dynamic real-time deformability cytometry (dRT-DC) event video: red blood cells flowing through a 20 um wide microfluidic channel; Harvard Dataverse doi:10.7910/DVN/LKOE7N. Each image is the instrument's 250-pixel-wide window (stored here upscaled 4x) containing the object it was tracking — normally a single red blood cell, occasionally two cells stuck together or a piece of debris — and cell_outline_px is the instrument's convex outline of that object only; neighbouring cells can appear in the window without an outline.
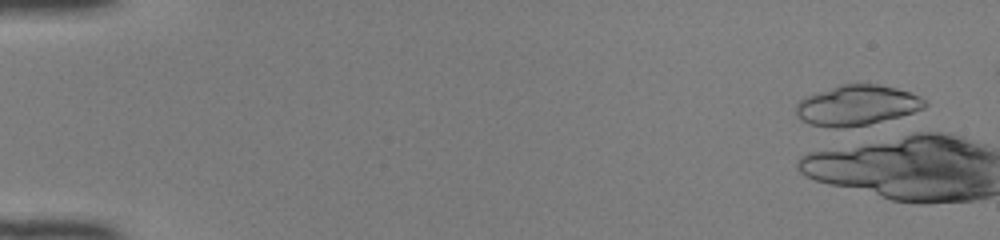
{"species": "common noctule bat (a hibernating species)", "species_latin": "Nyctalus noctula", "temperature_condition": "room temperature", "stored_images_in_passage": 6, "camera_frame_rate_fps": 3000, "um_per_image_px": 0.085, "animal": {"sex": "female", "body_mass_g": 22.0, "forearm_length_mm": 56.7}, "frame": {"image": 1, "passage_image": 3, "time_ms": 0.667, "image_size_px": [1000, 240], "cell_outline_px": [[928, 104], [924, 108], [900, 116], [868, 124], [844, 128], [832, 128], [808, 124], [800, 120], [796, 116], [796, 104], [800, 100], [808, 96], [840, 84], [876, 84], [896, 88], [920, 96], [928, 100]], "centroid_in_image_um": [72.83, 8.96], "position_along_channel_um": 12.2, "area_um2": 30.17}}